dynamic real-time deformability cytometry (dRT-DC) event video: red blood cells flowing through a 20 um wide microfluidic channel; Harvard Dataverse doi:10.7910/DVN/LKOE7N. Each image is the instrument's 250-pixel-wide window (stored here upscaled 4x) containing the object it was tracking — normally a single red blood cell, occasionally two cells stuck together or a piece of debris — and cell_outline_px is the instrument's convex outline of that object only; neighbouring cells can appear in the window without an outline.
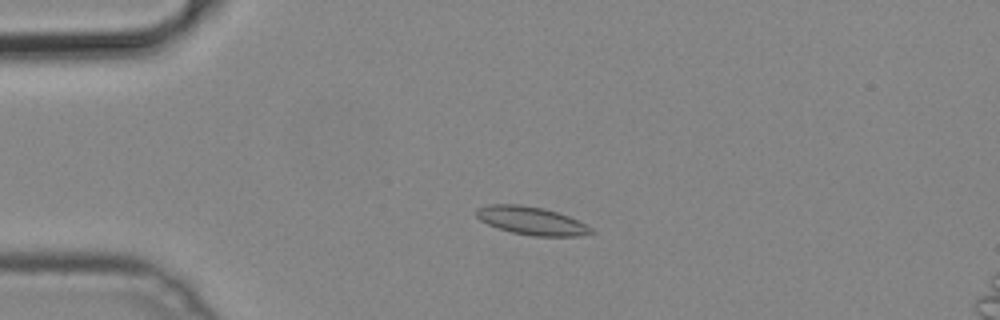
{"species": "common noctule bat (a hibernating species)", "species_latin": "Nyctalus noctula", "temperature_condition": "cold", "stored_images_in_passage": 52, "camera_frame_rate_fps": 3000, "um_per_image_px": 0.085, "animal": {"sex": "male", "body_mass_g": 19.2, "forearm_length_mm": 51.8}, "frame": {"image": 1, "passage_image": 13, "time_ms": 4.0, "image_size_px": [1000, 320], "cell_outline_px": [[596, 232], [580, 236], [532, 236], [512, 232], [488, 224], [480, 220], [476, 216], [476, 208], [488, 204], [520, 204], [544, 208], [568, 216], [592, 228]], "centroid_in_image_um": [45.16, 18.76], "position_along_channel_um": 39.8, "area_um2": 18.73}}
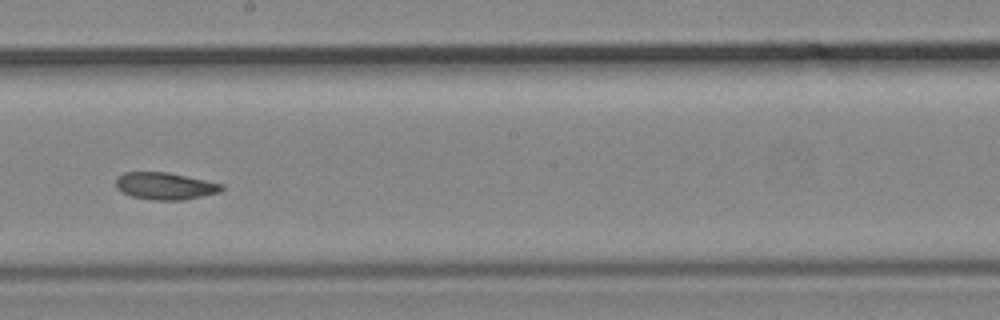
{"frame": {"image": 2, "passage_image": 30, "time_ms": 9.667, "image_size_px": [1000, 320], "cell_outline_px": [[224, 188], [220, 192], [180, 200], [152, 200], [132, 196], [116, 188], [116, 176], [124, 172], [168, 172], [224, 184]], "centroid_in_image_um": [14.02, 15.8], "position_along_channel_um": 234.2, "area_um2": 16.65}}
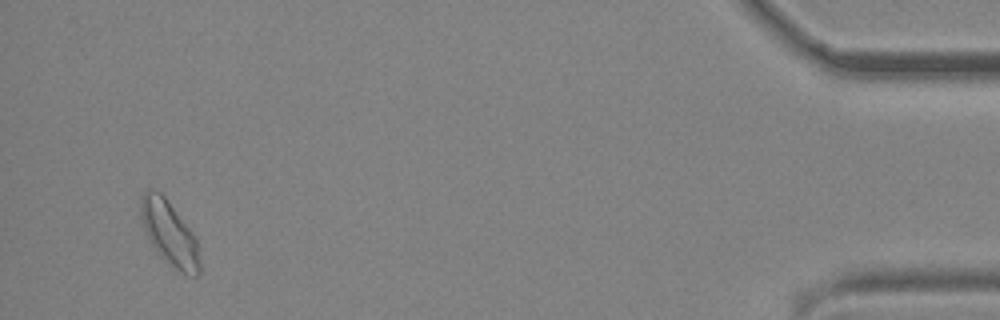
{"frame": {"image": 3, "passage_image": 50, "time_ms": 16.333, "image_size_px": [1000, 320], "cell_outline_px": [[200, 272], [196, 276], [192, 276], [180, 272], [172, 268], [160, 256], [152, 244], [144, 228], [140, 216], [140, 200], [144, 192], [148, 188], [160, 192], [164, 196], [188, 228], [196, 240], [200, 264]], "centroid_in_image_um": [14.38, 19.85], "position_along_channel_um": 420.8, "area_um2": 21.68}}